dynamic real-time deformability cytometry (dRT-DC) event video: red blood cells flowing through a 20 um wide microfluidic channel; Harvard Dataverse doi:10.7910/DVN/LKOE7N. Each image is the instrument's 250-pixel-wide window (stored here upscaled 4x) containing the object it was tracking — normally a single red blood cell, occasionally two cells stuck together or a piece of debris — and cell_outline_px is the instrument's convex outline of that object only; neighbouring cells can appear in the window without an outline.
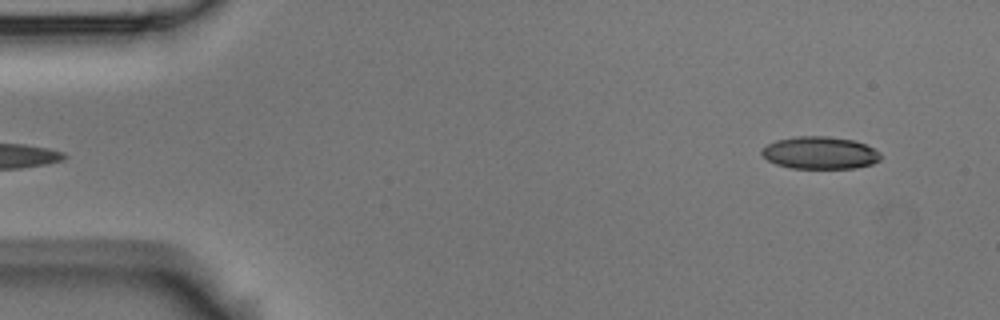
{"species": "Egyptian fruit bat (a non-hibernating species)", "species_latin": "Rousettus aegyptiacus", "temperature_condition": "room temperature", "stored_images_in_passage": 4, "segment_of_instrument_passage": [2, 2], "camera_frame_rate_fps": 3000, "um_per_image_px": 0.085, "animal": {"sex": "male"}, "frame": {"image": 1, "passage_image": 4, "time_ms": 1.0, "image_size_px": [1000, 320], "cell_outline_px": [[880, 160], [872, 164], [856, 168], [792, 168], [776, 164], [768, 160], [760, 152], [768, 144], [776, 140], [796, 136], [828, 136], [852, 140], [864, 144], [880, 152]], "centroid_in_image_um": [69.7, 12.99], "position_along_channel_um": 15.3, "area_um2": 22.31}}